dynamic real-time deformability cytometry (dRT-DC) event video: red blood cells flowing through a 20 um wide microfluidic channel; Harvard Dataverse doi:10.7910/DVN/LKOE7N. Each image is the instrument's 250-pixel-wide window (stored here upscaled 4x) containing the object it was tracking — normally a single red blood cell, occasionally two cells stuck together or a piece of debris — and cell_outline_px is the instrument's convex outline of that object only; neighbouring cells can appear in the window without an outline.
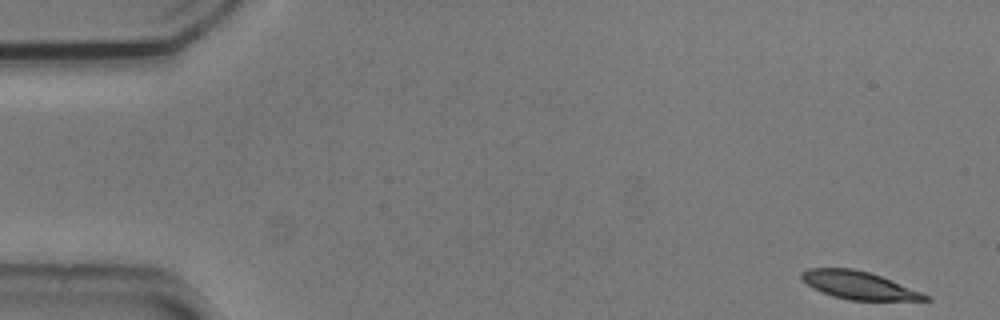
{"species": "common noctule bat (a hibernating species)", "species_latin": "Nyctalus noctula", "temperature_condition": "cold", "stored_images_in_passage": 53, "camera_frame_rate_fps": 3000, "um_per_image_px": 0.085, "animal": {"sex": "male", "body_mass_g": 20.5, "forearm_length_mm": 52.5}, "frame": {"image": 1, "passage_image": 1, "time_ms": 0.0, "image_size_px": [1000, 320], "cell_outline_px": [[932, 300], [848, 300], [832, 296], [820, 292], [812, 288], [800, 276], [800, 272], [808, 268], [852, 268], [868, 272], [880, 276], [932, 296]], "centroid_in_image_um": [72.98, 24.25], "position_along_channel_um": 12.0, "area_um2": 20.0}}
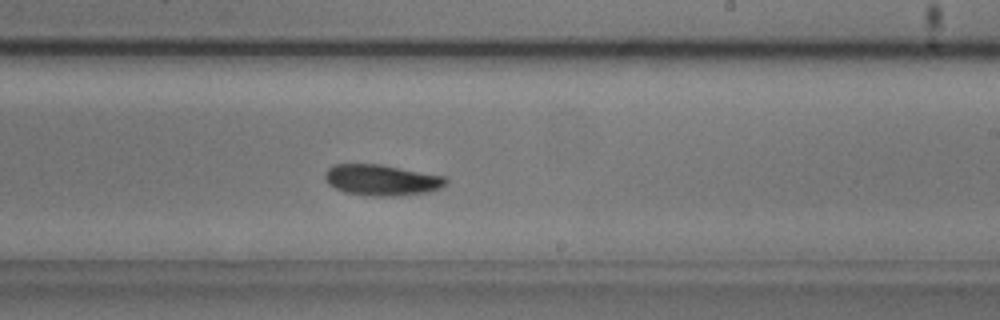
{"frame": {"image": 2, "passage_image": 31, "time_ms": 10.0, "image_size_px": [1000, 320], "cell_outline_px": [[448, 180], [440, 188], [428, 192], [396, 196], [372, 196], [344, 192], [328, 184], [324, 176], [328, 168], [336, 164], [380, 164], [444, 176]], "centroid_in_image_um": [32.43, 15.3], "position_along_channel_um": 256.6, "area_um2": 21.68}}
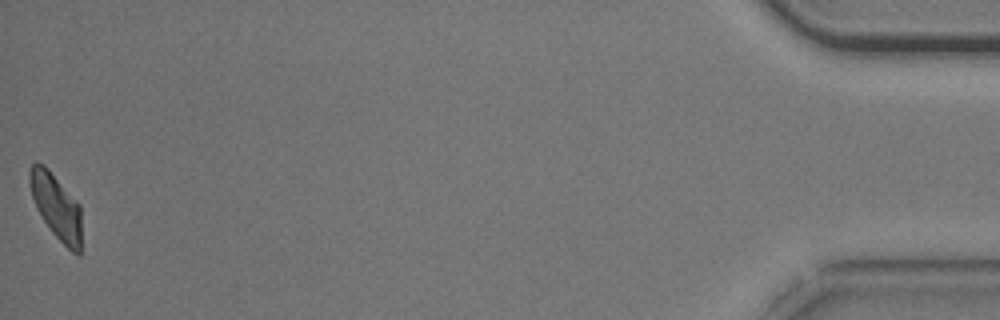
{"frame": {"image": 3, "passage_image": 53, "time_ms": 17.333, "image_size_px": [1000, 320], "cell_outline_px": [[80, 256], [76, 256], [52, 232], [36, 208], [32, 196], [28, 180], [28, 168], [36, 160], [44, 164], [48, 168], [80, 204]], "centroid_in_image_um": [4.75, 17.49], "position_along_channel_um": 430.4, "area_um2": 19.77}, "authors_computed_cell_mechanics": {"area_um2": 21.097, "velocity_mm_per_s": 3.686, "shape_relaxation_time_tau1_ms": 2.2781, "shape_relaxation_time_tau2_ms": 10.826, "deformation_change_tau1": 0.1088, "deformation_change_tau2": 0.174}}